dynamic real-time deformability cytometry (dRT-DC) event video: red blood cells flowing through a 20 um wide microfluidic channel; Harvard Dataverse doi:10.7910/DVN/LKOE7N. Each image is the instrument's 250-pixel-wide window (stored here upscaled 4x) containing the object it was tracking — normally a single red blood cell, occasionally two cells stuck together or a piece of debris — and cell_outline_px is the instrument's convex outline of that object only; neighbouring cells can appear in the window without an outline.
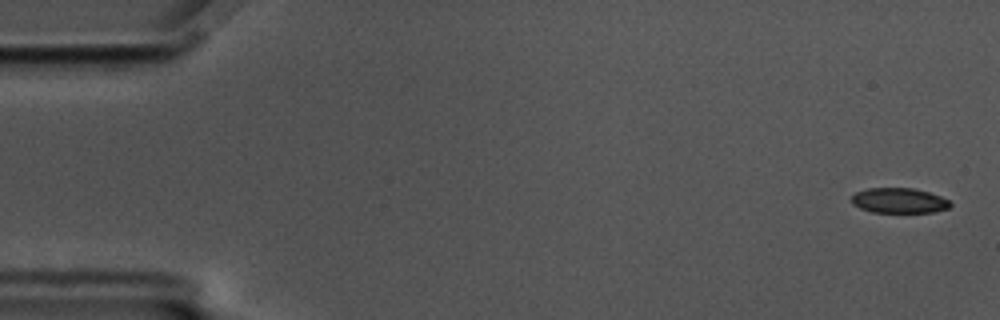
{"species": "common noctule bat (a hibernating species)", "species_latin": "Nyctalus noctula", "temperature_condition": "cold", "stored_images_in_passage": 57, "camera_frame_rate_fps": 3000, "um_per_image_px": 0.085, "animal": {"sex": "male", "body_mass_g": 17.5, "forearm_length_mm": 52.3}, "frame": {"image": 1, "passage_image": 1, "time_ms": 0.0, "image_size_px": [1000, 320], "cell_outline_px": [[952, 204], [948, 208], [932, 212], [872, 212], [860, 208], [852, 204], [852, 196], [856, 192], [868, 188], [912, 188], [928, 192], [940, 196], [948, 200]], "centroid_in_image_um": [76.4, 17.04], "position_along_channel_um": 8.6, "area_um2": 14.33}}
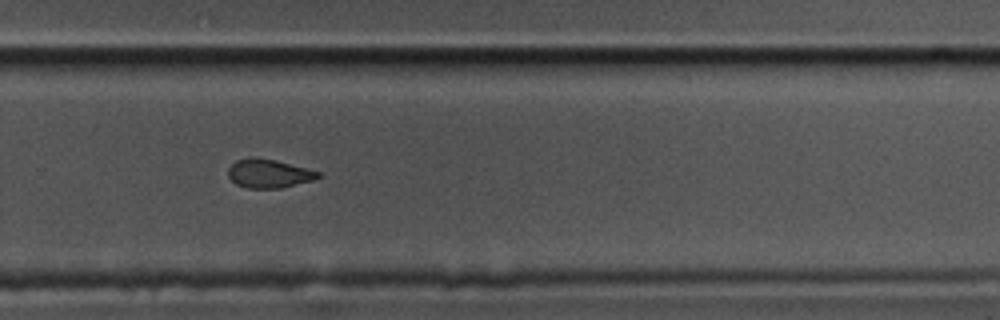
{"frame": {"image": 2, "passage_image": 38, "time_ms": 12.333, "image_size_px": [1000, 320], "cell_outline_px": [[320, 176], [312, 180], [280, 188], [248, 188], [236, 184], [228, 176], [228, 168], [236, 160], [276, 160], [320, 172]], "centroid_in_image_um": [22.85, 14.79], "position_along_channel_um": 306.9, "area_um2": 14.33}}
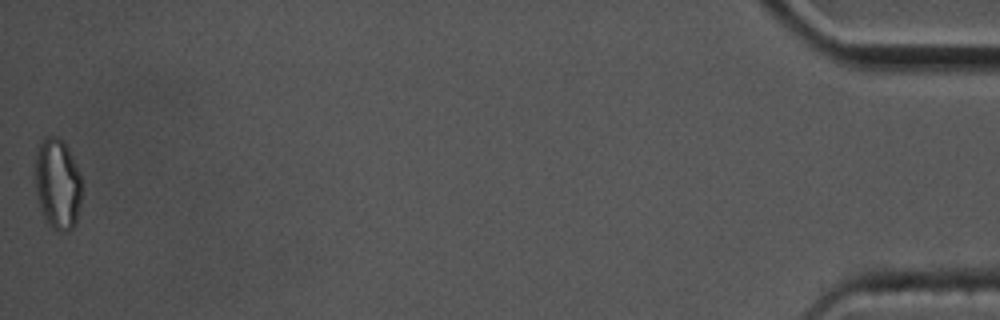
{"frame": {"image": 3, "passage_image": 57, "time_ms": 18.667, "image_size_px": [1000, 320], "cell_outline_px": [[80, 204], [76, 224], [68, 232], [60, 232], [52, 228], [48, 224], [44, 216], [36, 196], [36, 148], [44, 136], [56, 136], [64, 140], [76, 164], [80, 176]], "centroid_in_image_um": [4.89, 15.62], "position_along_channel_um": 430.3, "area_um2": 24.8}, "authors_computed_cell_mechanics": {"area_um2": 15.895, "velocity_mm_per_s": 3.4862, "shape_relaxation_time_tau1_ms": 3.9849, "shape_relaxation_time_tau2_ms": 5.1869, "deformation_change_tau1": 0.1103, "deformation_change_tau2": 0.0795}}